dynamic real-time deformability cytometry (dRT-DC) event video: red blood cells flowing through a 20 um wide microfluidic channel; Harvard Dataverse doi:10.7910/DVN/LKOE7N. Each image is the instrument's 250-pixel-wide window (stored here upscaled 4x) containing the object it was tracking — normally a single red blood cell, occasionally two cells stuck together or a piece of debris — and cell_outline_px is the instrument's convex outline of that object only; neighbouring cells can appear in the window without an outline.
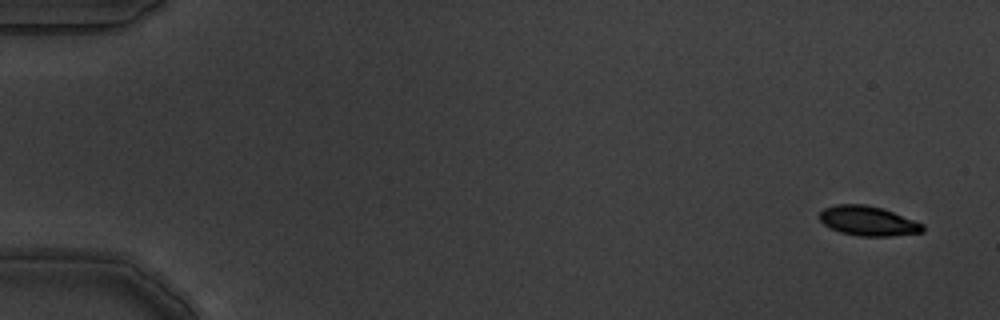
{"species": "common noctule bat (a hibernating species)", "species_latin": "Nyctalus noctula", "temperature_condition": "warm", "stored_images_in_passage": 5, "camera_frame_rate_fps": 3000, "um_per_image_px": 0.085, "animal": {"sex": "male", "body_mass_g": 19.5, "forearm_length_mm": 54.6}, "frame": {"image": 1, "passage_image": 1, "time_ms": 0.0, "image_size_px": [1000, 320], "cell_outline_px": [[924, 232], [892, 236], [860, 236], [840, 232], [824, 224], [820, 220], [820, 212], [824, 208], [836, 204], [864, 204], [884, 208], [924, 224]], "centroid_in_image_um": [73.81, 18.77], "position_along_channel_um": 11.2, "area_um2": 17.86}}